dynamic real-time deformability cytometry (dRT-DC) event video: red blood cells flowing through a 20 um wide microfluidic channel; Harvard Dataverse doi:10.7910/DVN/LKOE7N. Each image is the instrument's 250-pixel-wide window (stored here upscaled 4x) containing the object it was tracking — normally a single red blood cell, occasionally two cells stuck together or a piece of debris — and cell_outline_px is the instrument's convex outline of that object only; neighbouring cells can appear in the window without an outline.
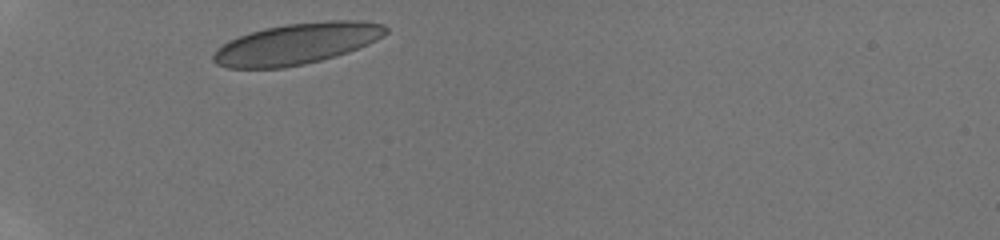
{"species": "human", "species_latin": "Homo sapiens", "temperature_condition": "room temperature", "stored_images_in_passage": 4, "camera_frame_rate_fps": 3000, "um_per_image_px": 0.085, "donor": {"sex": "male"}, "frame": {"image": 1, "passage_image": 1, "time_ms": 0.0, "image_size_px": [1000, 240], "cell_outline_px": [[388, 32], [384, 36], [368, 44], [348, 52], [336, 56], [304, 64], [284, 68], [228, 68], [216, 64], [212, 60], [212, 56], [216, 48], [228, 40], [264, 28], [284, 24], [324, 20], [360, 20], [384, 24], [388, 28]], "centroid_in_image_um": [25.23, 3.71], "position_along_channel_um": 59.8, "area_um2": 41.62}}
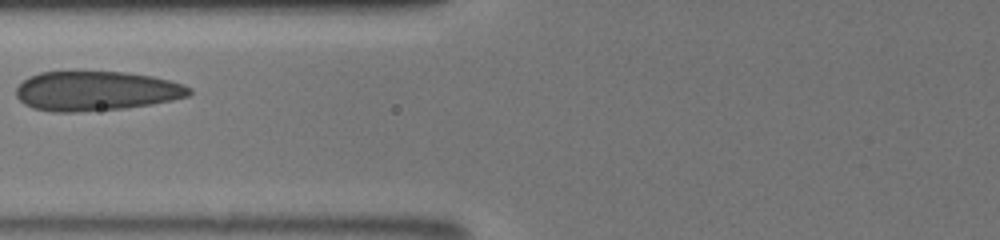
{"frame": {"image": 2, "passage_image": 3, "time_ms": 2.0, "image_size_px": [1000, 240], "cell_outline_px": [[192, 92], [188, 96], [172, 100], [152, 104], [124, 108], [76, 112], [56, 112], [32, 108], [24, 104], [16, 96], [16, 88], [28, 76], [40, 72], [124, 72], [152, 76], [184, 84], [192, 88]], "centroid_in_image_um": [8.17, 7.73], "position_along_channel_um": 117.6, "area_um2": 39.88}}
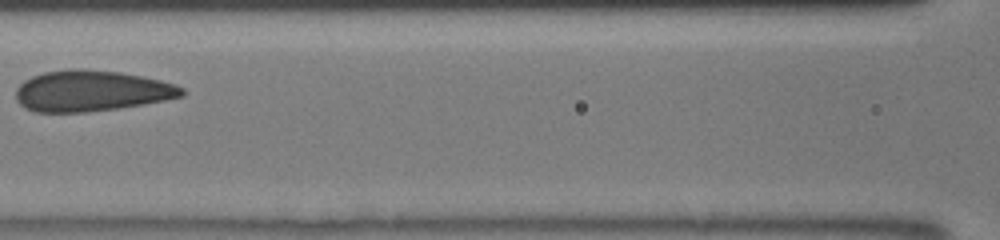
{"frame": {"image": 3, "passage_image": 4, "time_ms": 3.0, "image_size_px": [1000, 240], "cell_outline_px": [[184, 96], [144, 104], [120, 108], [88, 112], [36, 112], [24, 108], [16, 100], [16, 88], [24, 80], [32, 76], [44, 72], [68, 68], [84, 68], [120, 72], [160, 80], [176, 84], [184, 88]], "centroid_in_image_um": [7.75, 7.72], "position_along_channel_um": 158.8, "area_um2": 39.94}}